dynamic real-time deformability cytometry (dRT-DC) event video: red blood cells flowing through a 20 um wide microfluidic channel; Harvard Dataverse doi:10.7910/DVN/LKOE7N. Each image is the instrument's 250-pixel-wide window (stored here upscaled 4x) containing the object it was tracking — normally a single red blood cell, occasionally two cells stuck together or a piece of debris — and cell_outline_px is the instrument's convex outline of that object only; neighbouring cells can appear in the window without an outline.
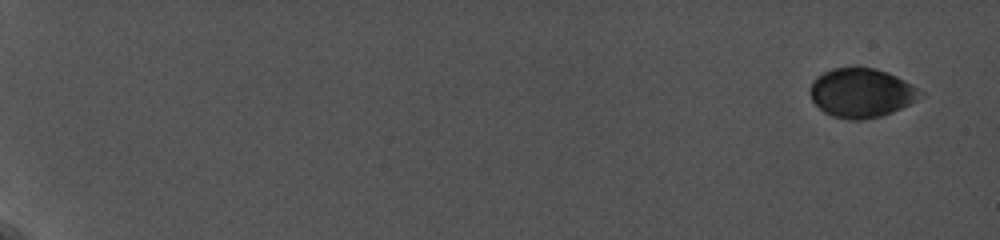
{"species": "common noctule bat (a hibernating species)", "species_latin": "Nyctalus noctula", "temperature_condition": "cold", "stored_images_in_passage": 5, "camera_frame_rate_fps": 5000, "um_per_image_px": 0.085, "animal": {"sex": "female", "body_mass_g": 19.0, "forearm_length_mm": 56.7}, "frame": {"image": 1, "passage_image": 1, "time_ms": 0.0, "image_size_px": [1000, 240], "cell_outline_px": [[924, 96], [892, 112], [880, 116], [864, 120], [848, 120], [832, 116], [824, 112], [812, 100], [812, 80], [824, 72], [832, 68], [856, 64], [876, 68], [888, 72], [912, 84], [924, 92]], "centroid_in_image_um": [73.24, 7.86], "position_along_channel_um": 11.8, "area_um2": 32.02}}